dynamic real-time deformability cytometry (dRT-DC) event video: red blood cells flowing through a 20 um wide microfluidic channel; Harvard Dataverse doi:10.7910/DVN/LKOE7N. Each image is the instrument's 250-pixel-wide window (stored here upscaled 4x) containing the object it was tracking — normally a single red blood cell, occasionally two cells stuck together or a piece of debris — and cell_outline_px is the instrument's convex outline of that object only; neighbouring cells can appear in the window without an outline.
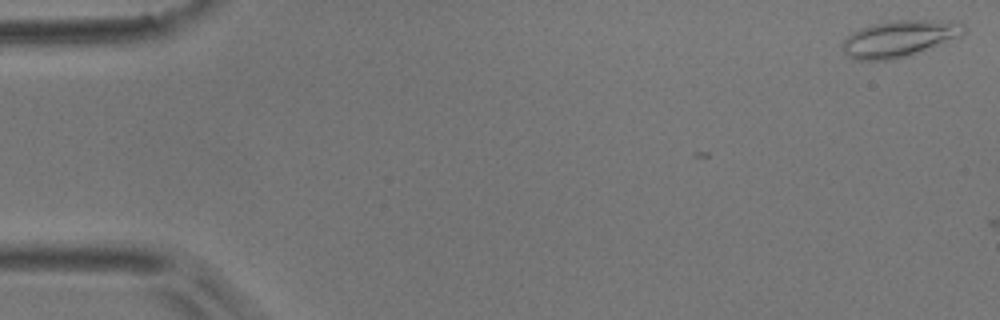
{"species": "common noctule bat (a hibernating species)", "species_latin": "Nyctalus noctula", "temperature_condition": "room temperature", "stored_images_in_passage": 2, "camera_frame_rate_fps": 3000, "um_per_image_px": 0.085, "animal": {"sex": "male", "body_mass_g": 17.9}, "frame": {"image": 1, "passage_image": 1, "time_ms": 0.0, "image_size_px": [1000, 320], "cell_outline_px": [[968, 28], [960, 36], [908, 56], [892, 60], [856, 60], [848, 56], [840, 48], [840, 44], [852, 32], [860, 28], [872, 24], [892, 20], [924, 20], [964, 24]], "centroid_in_image_um": [76.36, 3.29], "position_along_channel_um": 8.6, "area_um2": 25.61}}